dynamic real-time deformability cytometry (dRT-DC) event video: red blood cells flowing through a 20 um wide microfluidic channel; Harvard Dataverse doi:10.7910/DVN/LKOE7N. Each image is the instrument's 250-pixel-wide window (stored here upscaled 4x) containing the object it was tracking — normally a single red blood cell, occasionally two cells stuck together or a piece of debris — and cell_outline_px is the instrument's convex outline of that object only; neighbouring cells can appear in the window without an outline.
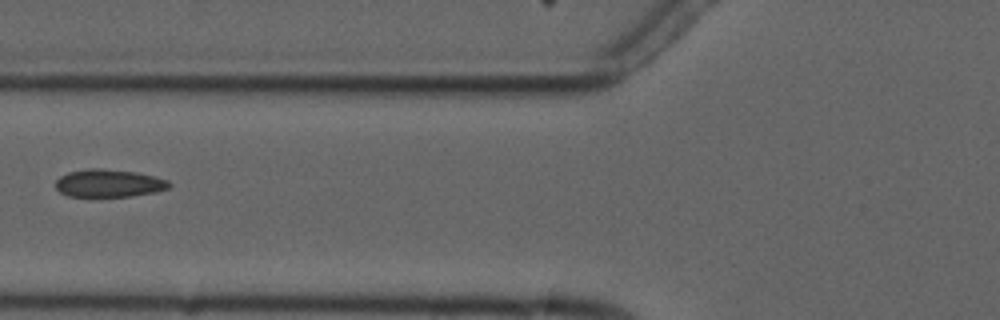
{"species": "common noctule bat (a hibernating species)", "species_latin": "Nyctalus noctula", "temperature_condition": "cold", "stored_images_in_passage": 3, "camera_frame_rate_fps": 3000, "um_per_image_px": 0.085, "animal": {"sex": "male", "forearm_length_mm": 52.5}, "frame": {"image": 1, "passage_image": 3, "time_ms": 2.333, "image_size_px": [1000, 320], "cell_outline_px": [[172, 184], [168, 188], [156, 192], [132, 196], [68, 196], [60, 192], [56, 188], [56, 180], [60, 176], [68, 172], [88, 168], [100, 168], [136, 172], [168, 180]], "centroid_in_image_um": [9.25, 15.57], "position_along_channel_um": 116.6, "area_um2": 18.32}}